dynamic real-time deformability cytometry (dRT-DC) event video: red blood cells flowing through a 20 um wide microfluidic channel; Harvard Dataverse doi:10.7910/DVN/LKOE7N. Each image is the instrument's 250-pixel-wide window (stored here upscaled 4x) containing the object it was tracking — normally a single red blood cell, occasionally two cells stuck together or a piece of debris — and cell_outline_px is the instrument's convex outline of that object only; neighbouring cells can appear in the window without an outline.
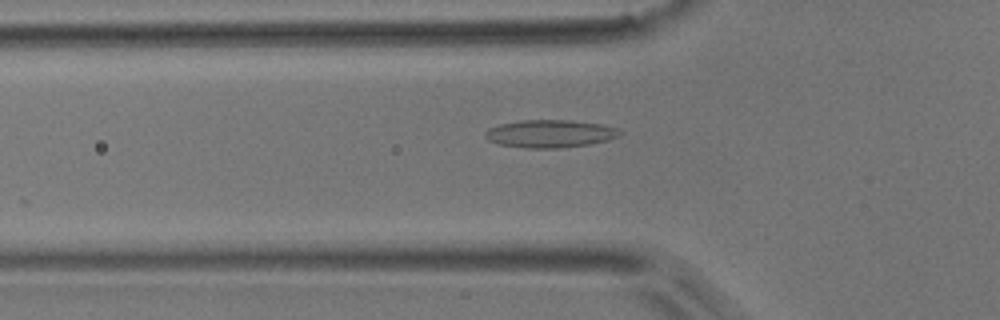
{"species": "common noctule bat (a hibernating species)", "species_latin": "Nyctalus noctula", "temperature_condition": "room temperature", "stored_images_in_passage": 51, "camera_frame_rate_fps": 3000, "um_per_image_px": 0.085, "animal": {"sex": "male", "body_mass_g": 17.9}, "frame": {"image": 1, "passage_image": 17, "time_ms": 5.333, "image_size_px": [1000, 320], "cell_outline_px": [[620, 132], [616, 136], [608, 140], [588, 144], [556, 148], [524, 148], [500, 144], [488, 140], [484, 136], [484, 132], [488, 128], [500, 124], [520, 120], [572, 120], [604, 124], [616, 128]], "centroid_in_image_um": [46.7, 11.35], "position_along_channel_um": 79.1, "area_um2": 21.68}}
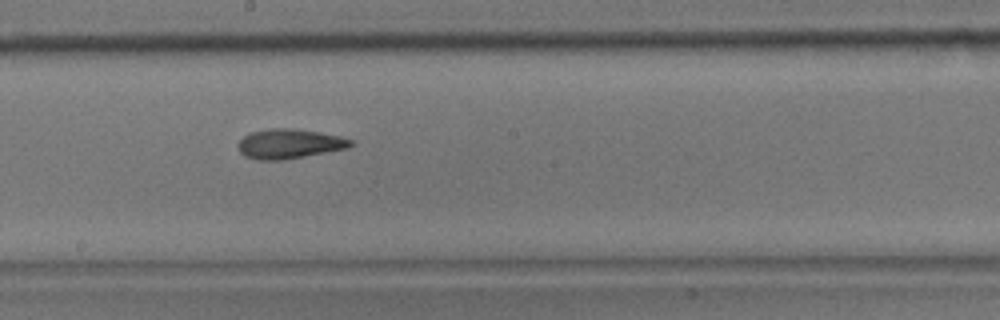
{"frame": {"image": 2, "passage_image": 28, "time_ms": 9.0, "image_size_px": [1000, 320], "cell_outline_px": [[352, 144], [348, 148], [284, 160], [256, 160], [244, 156], [240, 152], [236, 144], [244, 136], [252, 132], [268, 128], [292, 128], [340, 136], [352, 140]], "centroid_in_image_um": [24.55, 12.23], "position_along_channel_um": 223.7, "area_um2": 19.42}}
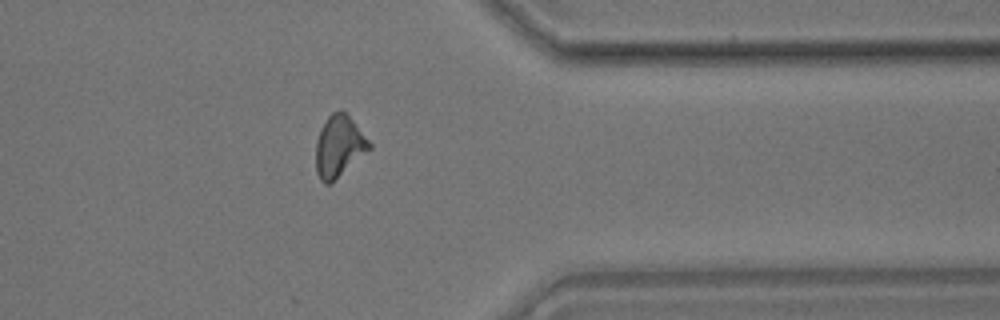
{"frame": {"image": 3, "passage_image": 41, "time_ms": 13.333, "image_size_px": [1000, 320], "cell_outline_px": [[372, 148], [328, 184], [324, 184], [320, 180], [316, 172], [316, 140], [320, 128], [328, 116], [332, 112], [344, 112], [352, 120], [372, 144]], "centroid_in_image_um": [28.79, 12.43], "position_along_channel_um": 382.6, "area_um2": 18.73}, "authors_computed_cell_mechanics": {"area_um2": 19.074, "velocity_mm_per_s": 3.9148, "shape_relaxation_time_tau1_ms": null, "shape_relaxation_time_tau2_ms": 3.6042, "deformation_change_tau1": null, "deformation_change_tau2": 0.1221}}